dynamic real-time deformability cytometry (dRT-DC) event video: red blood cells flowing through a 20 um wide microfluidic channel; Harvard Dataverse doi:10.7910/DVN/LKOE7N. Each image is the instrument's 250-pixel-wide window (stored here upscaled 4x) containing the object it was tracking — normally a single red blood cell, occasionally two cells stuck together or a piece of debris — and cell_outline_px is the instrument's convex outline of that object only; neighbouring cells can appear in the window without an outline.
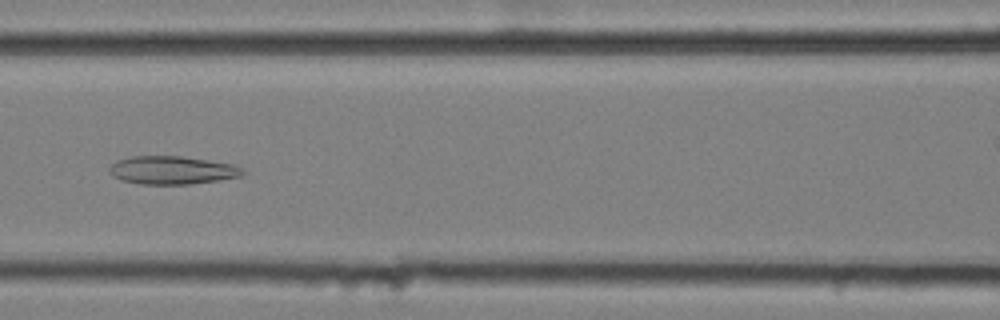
{"species": "common noctule bat (a hibernating species)", "species_latin": "Nyctalus noctula", "temperature_condition": "cold", "stored_images_in_passage": 50, "camera_frame_rate_fps": 3000, "um_per_image_px": 0.085, "animal": {"sex": "female", "body_mass_g": 25.1}, "frame": {"image": 1, "passage_image": 17, "time_ms": 5.333, "image_size_px": [1000, 320], "cell_outline_px": [[248, 172], [240, 176], [216, 180], [188, 184], [140, 184], [120, 180], [112, 176], [108, 172], [108, 168], [116, 160], [132, 156], [180, 156], [208, 160], [232, 164], [244, 168]], "centroid_in_image_um": [14.6, 14.46], "position_along_channel_um": 152.0, "area_um2": 21.96}}
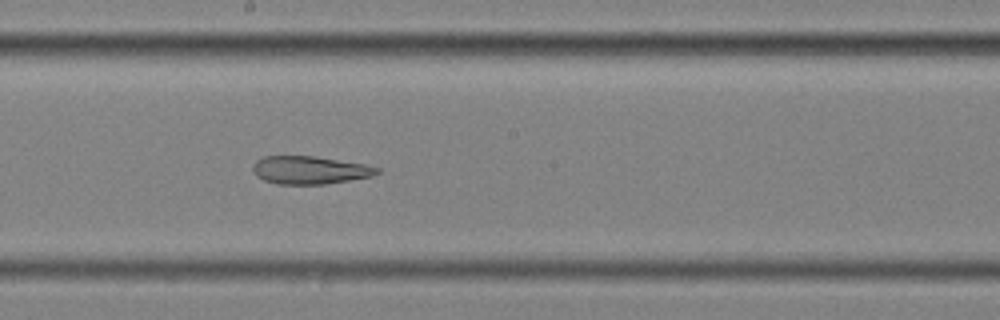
{"frame": {"image": 2, "passage_image": 23, "time_ms": 7.333, "image_size_px": [1000, 320], "cell_outline_px": [[380, 172], [372, 176], [324, 184], [276, 184], [264, 180], [256, 176], [252, 172], [252, 164], [256, 160], [264, 156], [316, 156], [364, 164], [380, 168]], "centroid_in_image_um": [26.29, 14.45], "position_along_channel_um": 221.9, "area_um2": 20.29}}
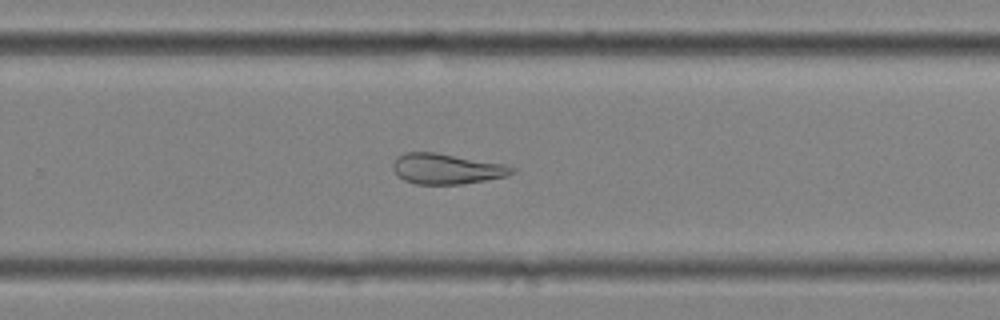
{"frame": {"image": 3, "passage_image": 29, "time_ms": 9.333, "image_size_px": [1000, 320], "cell_outline_px": [[516, 172], [508, 176], [460, 184], [416, 184], [404, 180], [392, 168], [392, 164], [404, 152], [432, 152], [504, 164], [516, 168]], "centroid_in_image_um": [37.98, 14.35], "position_along_channel_um": 291.8, "area_um2": 20.81}, "authors_computed_cell_mechanics": {"area_um2": 26.7036, "velocity_mm_per_s": 3.5026, "shape_relaxation_time_tau1_ms": null, "shape_relaxation_time_tau2_ms": 4.1929, "deformation_change_tau1": null, "deformation_change_tau2": 0.1331}}